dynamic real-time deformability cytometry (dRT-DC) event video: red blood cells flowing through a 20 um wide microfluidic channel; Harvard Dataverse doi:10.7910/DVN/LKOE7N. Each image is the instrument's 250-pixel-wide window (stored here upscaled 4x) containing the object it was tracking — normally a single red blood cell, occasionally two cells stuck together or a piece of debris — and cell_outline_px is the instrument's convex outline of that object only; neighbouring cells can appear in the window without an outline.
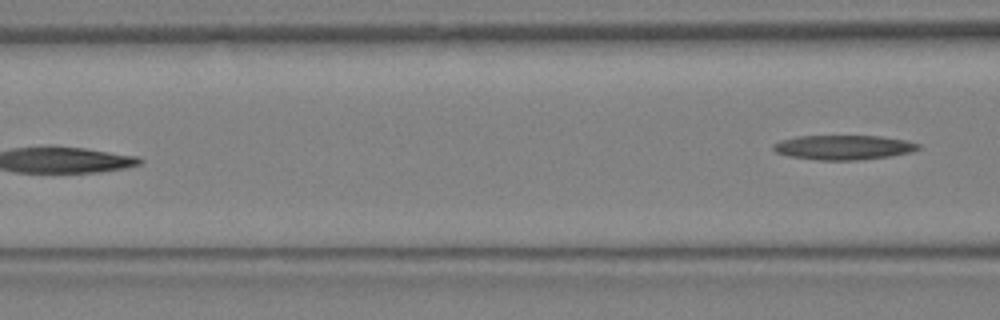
{"species": "Egyptian fruit bat (a non-hibernating species)", "species_latin": "Rousettus aegyptiacus", "temperature_condition": "warm", "stored_images_in_passage": 7, "segment_of_instrument_passage": [2, 2], "camera_frame_rate_fps": 3000, "um_per_image_px": 0.085, "animal": {"sex": "female"}, "frame": {"image": 1, "passage_image": 7, "time_ms": 2.0, "image_size_px": [1000, 320], "cell_outline_px": [[920, 148], [912, 152], [892, 156], [860, 160], [816, 160], [788, 156], [776, 152], [772, 148], [772, 144], [780, 140], [796, 136], [880, 136], [908, 140], [920, 144]], "centroid_in_image_um": [71.7, 12.53], "position_along_channel_um": 94.9, "area_um2": 21.04}}